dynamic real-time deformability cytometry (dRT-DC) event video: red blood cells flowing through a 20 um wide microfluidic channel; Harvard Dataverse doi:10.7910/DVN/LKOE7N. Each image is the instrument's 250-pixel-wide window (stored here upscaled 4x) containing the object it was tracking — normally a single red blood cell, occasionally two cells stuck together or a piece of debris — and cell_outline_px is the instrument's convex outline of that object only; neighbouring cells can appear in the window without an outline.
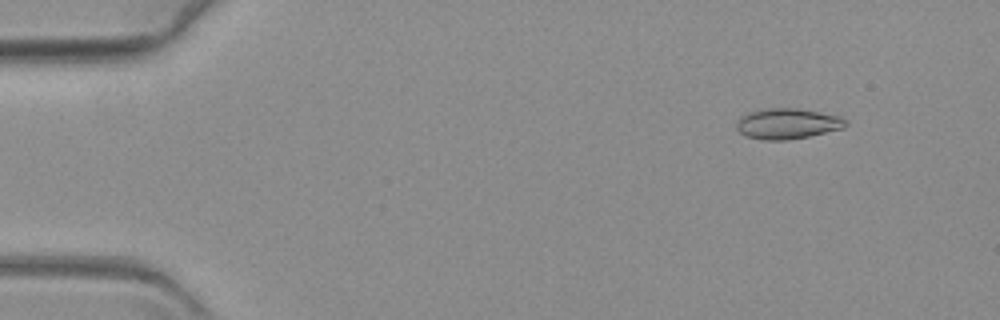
{"species": "common noctule bat (a hibernating species)", "species_latin": "Nyctalus noctula", "temperature_condition": "warm", "stored_images_in_passage": 62, "camera_frame_rate_fps": 3000, "um_per_image_px": 0.085, "animal": {"sex": "female", "body_mass_g": 19.3, "forearm_length_mm": 54.1}, "frame": {"image": 1, "passage_image": 7, "time_ms": 2.0, "image_size_px": [1000, 320], "cell_outline_px": [[848, 124], [844, 128], [808, 136], [788, 140], [764, 140], [744, 136], [736, 128], [736, 124], [740, 116], [748, 112], [764, 108], [796, 108], [840, 116], [848, 120]], "centroid_in_image_um": [66.92, 10.51], "position_along_channel_um": 18.1, "area_um2": 19.59}}
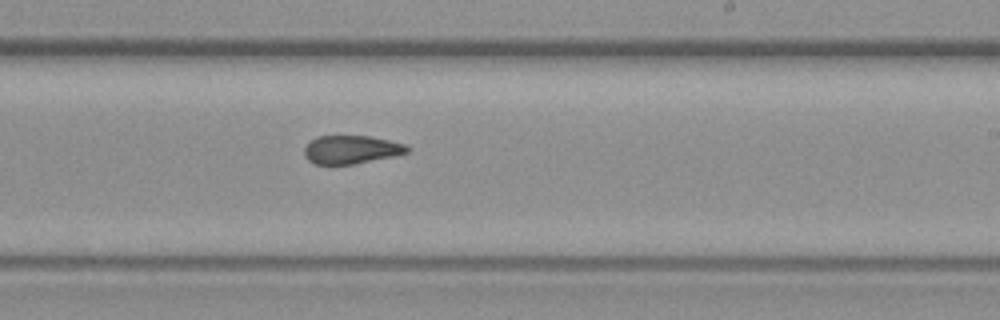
{"frame": {"image": 2, "passage_image": 38, "time_ms": 12.333, "image_size_px": [1000, 320], "cell_outline_px": [[408, 152], [392, 156], [352, 164], [316, 164], [308, 160], [304, 156], [304, 148], [316, 136], [368, 136], [388, 140], [404, 144], [408, 148]], "centroid_in_image_um": [29.81, 12.71], "position_along_channel_um": 259.2, "area_um2": 16.65}}
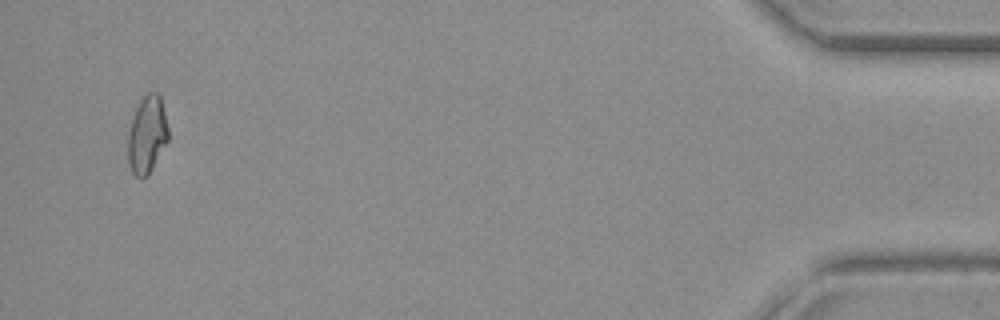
{"frame": {"image": 3, "passage_image": 60, "time_ms": 19.667, "image_size_px": [1000, 320], "cell_outline_px": [[168, 140], [148, 176], [140, 180], [132, 172], [128, 164], [128, 132], [136, 108], [140, 100], [148, 92], [156, 92], [160, 96], [168, 128]], "centroid_in_image_um": [12.49, 11.49], "position_along_channel_um": 422.7, "area_um2": 18.15}}